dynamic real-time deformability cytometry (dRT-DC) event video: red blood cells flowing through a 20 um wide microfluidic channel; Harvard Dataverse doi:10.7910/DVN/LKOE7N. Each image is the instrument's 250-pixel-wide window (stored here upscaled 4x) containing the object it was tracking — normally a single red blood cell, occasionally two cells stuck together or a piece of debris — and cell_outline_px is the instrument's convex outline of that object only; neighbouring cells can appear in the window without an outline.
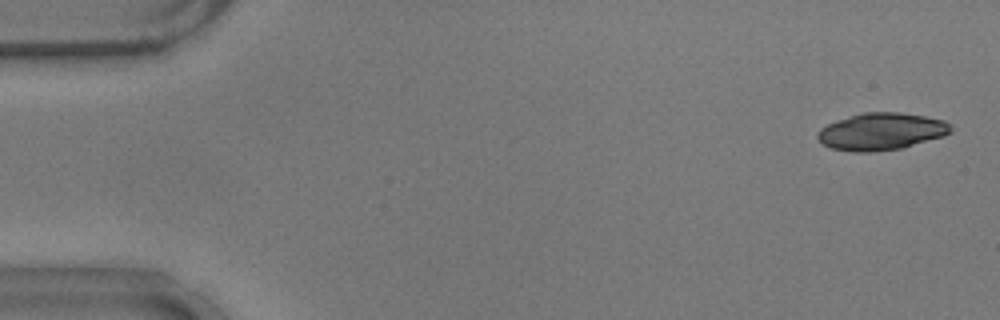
{"species": "common noctule bat (a hibernating species)", "species_latin": "Nyctalus noctula", "temperature_condition": "warm", "stored_images_in_passage": 44, "camera_frame_rate_fps": 3000, "um_per_image_px": 0.085, "animal": {"sex": "male", "body_mass_g": 17.9}, "frame": {"image": 1, "passage_image": 2, "time_ms": 0.333, "image_size_px": [1000, 320], "cell_outline_px": [[952, 132], [944, 136], [900, 148], [872, 152], [852, 152], [832, 148], [824, 144], [816, 136], [816, 132], [820, 128], [836, 120], [864, 112], [900, 112], [924, 116], [944, 120], [952, 128]], "centroid_in_image_um": [74.9, 11.17], "position_along_channel_um": 10.1, "area_um2": 28.73}}